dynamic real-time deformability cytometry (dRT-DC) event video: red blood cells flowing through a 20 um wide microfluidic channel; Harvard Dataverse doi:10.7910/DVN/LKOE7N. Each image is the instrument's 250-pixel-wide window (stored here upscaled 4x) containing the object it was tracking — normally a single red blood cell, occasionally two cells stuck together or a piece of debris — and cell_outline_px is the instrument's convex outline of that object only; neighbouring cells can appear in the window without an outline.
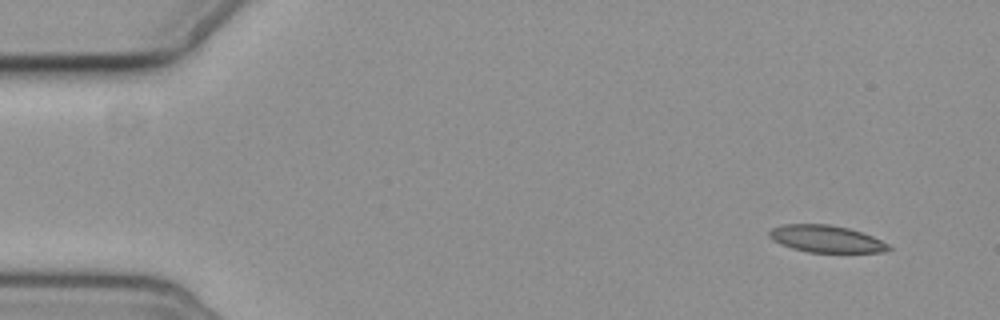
{"species": "common noctule bat (a hibernating species)", "species_latin": "Nyctalus noctula", "temperature_condition": "cold", "stored_images_in_passage": 4, "camera_frame_rate_fps": 3000, "um_per_image_px": 0.085, "animal": {"sex": "female", "body_mass_g": 19.3, "forearm_length_mm": 54.1}, "frame": {"image": 1, "passage_image": 1, "time_ms": 0.0, "image_size_px": [1000, 320], "cell_outline_px": [[892, 248], [884, 252], [808, 252], [792, 248], [780, 244], [772, 240], [768, 236], [768, 232], [772, 228], [784, 224], [828, 224], [848, 228], [872, 236], [888, 244]], "centroid_in_image_um": [70.19, 20.3], "position_along_channel_um": 14.8, "area_um2": 18.73}}
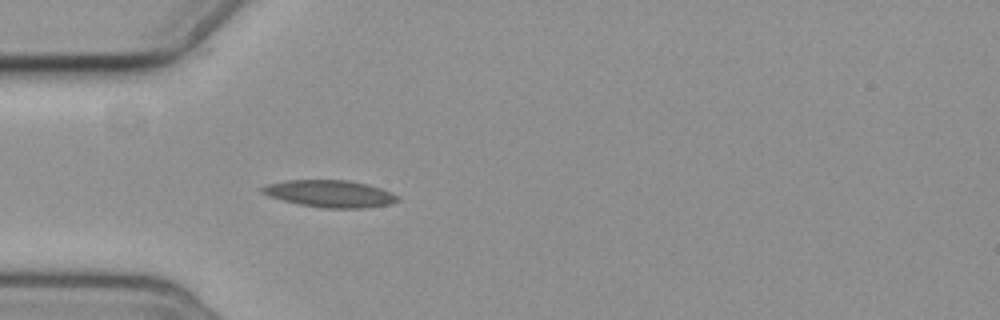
{"frame": {"image": 2, "passage_image": 4, "time_ms": 4.333, "image_size_px": [1000, 320], "cell_outline_px": [[400, 200], [392, 204], [364, 208], [324, 208], [300, 204], [268, 196], [260, 192], [260, 188], [268, 184], [288, 180], [348, 180], [380, 188], [392, 192], [400, 196]], "centroid_in_image_um": [28.08, 16.47], "position_along_channel_um": 56.9, "area_um2": 21.33}}